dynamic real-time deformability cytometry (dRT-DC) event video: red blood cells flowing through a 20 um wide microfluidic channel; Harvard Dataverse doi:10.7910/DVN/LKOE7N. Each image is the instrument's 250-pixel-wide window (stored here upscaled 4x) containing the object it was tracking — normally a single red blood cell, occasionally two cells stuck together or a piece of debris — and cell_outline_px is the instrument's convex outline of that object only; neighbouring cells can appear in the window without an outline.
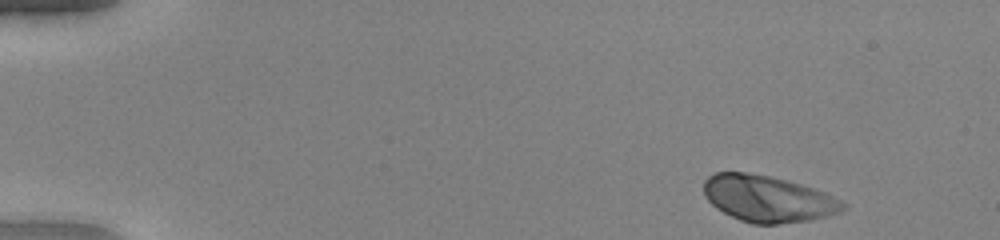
{"species": "human", "species_latin": "Homo sapiens", "temperature_condition": "warm", "stored_images_in_passage": 47, "camera_frame_rate_fps": 3000, "um_per_image_px": 0.085, "donor": {"sex": "female"}, "frame": {"image": 1, "passage_image": 1, "time_ms": 0.0, "image_size_px": [1000, 240], "cell_outline_px": [[848, 208], [840, 212], [828, 216], [808, 220], [776, 224], [752, 224], [740, 220], [716, 208], [704, 196], [704, 180], [708, 176], [716, 172], [748, 172], [768, 176], [800, 184], [824, 192], [848, 204]], "centroid_in_image_um": [65.27, 16.89], "position_along_channel_um": 19.7, "area_um2": 37.57}}
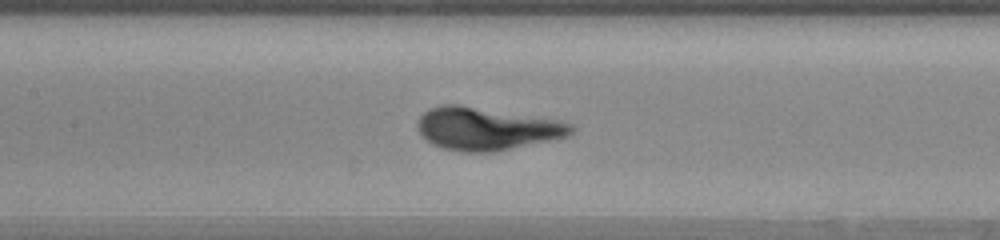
{"frame": {"image": 2, "passage_image": 21, "time_ms": 6.667, "image_size_px": [1000, 240], "cell_outline_px": [[576, 128], [568, 136], [492, 152], [464, 152], [444, 148], [432, 144], [416, 128], [416, 124], [420, 116], [428, 108], [440, 104], [456, 104], [556, 120], [572, 124]], "centroid_in_image_um": [41.31, 10.93], "position_along_channel_um": 166.1, "area_um2": 37.69}}
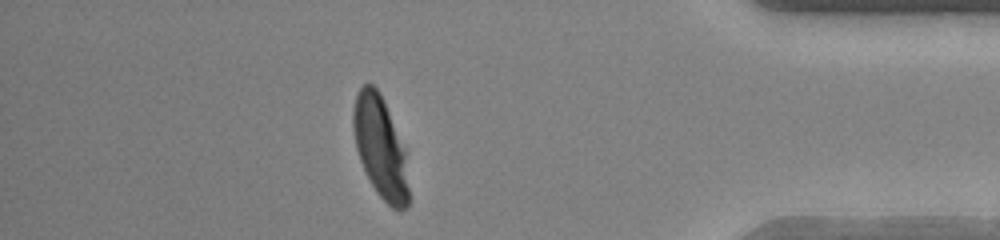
{"frame": {"image": 3, "passage_image": 41, "time_ms": 13.333, "image_size_px": [1000, 240], "cell_outline_px": [[408, 204], [400, 212], [392, 208], [376, 192], [360, 160], [356, 148], [352, 128], [352, 108], [356, 96], [360, 88], [364, 84], [372, 84], [380, 92], [404, 148], [408, 188]], "centroid_in_image_um": [32.3, 12.51], "position_along_channel_um": 402.9, "area_um2": 32.37}}